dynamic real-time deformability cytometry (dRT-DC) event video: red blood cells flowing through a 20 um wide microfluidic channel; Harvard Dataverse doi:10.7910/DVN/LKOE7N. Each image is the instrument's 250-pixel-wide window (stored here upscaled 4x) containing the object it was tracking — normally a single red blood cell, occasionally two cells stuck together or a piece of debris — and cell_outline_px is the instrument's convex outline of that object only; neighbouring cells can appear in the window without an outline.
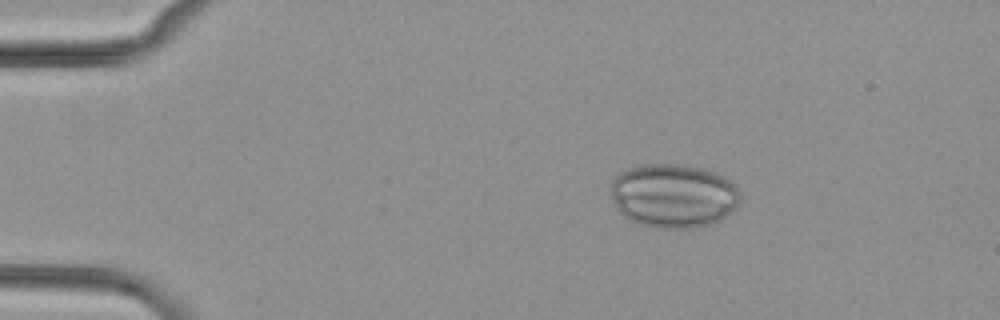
{"species": "common noctule bat (a hibernating species)", "species_latin": "Nyctalus noctula", "temperature_condition": "cold", "stored_images_in_passage": 3, "camera_frame_rate_fps": 3000, "um_per_image_px": 0.085, "animal": {"sex": "female", "body_mass_g": 29.2, "forearm_length_mm": 56.3}, "frame": {"image": 1, "passage_image": 1, "time_ms": 0.0, "image_size_px": [1000, 320], "cell_outline_px": [[740, 204], [736, 208], [720, 220], [708, 224], [692, 228], [656, 228], [640, 224], [628, 220], [616, 208], [612, 200], [612, 180], [620, 172], [628, 168], [640, 164], [676, 164], [704, 168], [716, 172], [724, 176], [740, 192]], "centroid_in_image_um": [57.24, 16.63], "position_along_channel_um": 27.8, "area_um2": 48.49}}